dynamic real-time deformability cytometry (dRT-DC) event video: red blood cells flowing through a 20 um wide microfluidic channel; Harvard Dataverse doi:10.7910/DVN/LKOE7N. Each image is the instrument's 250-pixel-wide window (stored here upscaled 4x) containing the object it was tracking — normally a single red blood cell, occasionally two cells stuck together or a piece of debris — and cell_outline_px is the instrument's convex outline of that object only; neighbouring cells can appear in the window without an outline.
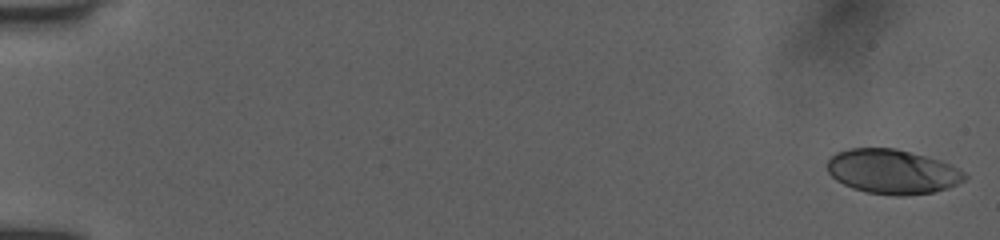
{"species": "human", "species_latin": "Homo sapiens", "temperature_condition": "room temperature", "stored_images_in_passage": 8, "camera_frame_rate_fps": 3000, "um_per_image_px": 0.085, "donor": {"sex": "female"}, "frame": {"image": 1, "passage_image": 1, "time_ms": 0.0, "image_size_px": [1000, 240], "cell_outline_px": [[968, 176], [964, 180], [948, 188], [932, 192], [904, 196], [896, 196], [868, 192], [852, 188], [836, 180], [828, 172], [828, 160], [836, 152], [848, 148], [896, 148], [940, 160], [964, 172]], "centroid_in_image_um": [75.84, 14.58], "position_along_channel_um": 9.2, "area_um2": 35.49}}